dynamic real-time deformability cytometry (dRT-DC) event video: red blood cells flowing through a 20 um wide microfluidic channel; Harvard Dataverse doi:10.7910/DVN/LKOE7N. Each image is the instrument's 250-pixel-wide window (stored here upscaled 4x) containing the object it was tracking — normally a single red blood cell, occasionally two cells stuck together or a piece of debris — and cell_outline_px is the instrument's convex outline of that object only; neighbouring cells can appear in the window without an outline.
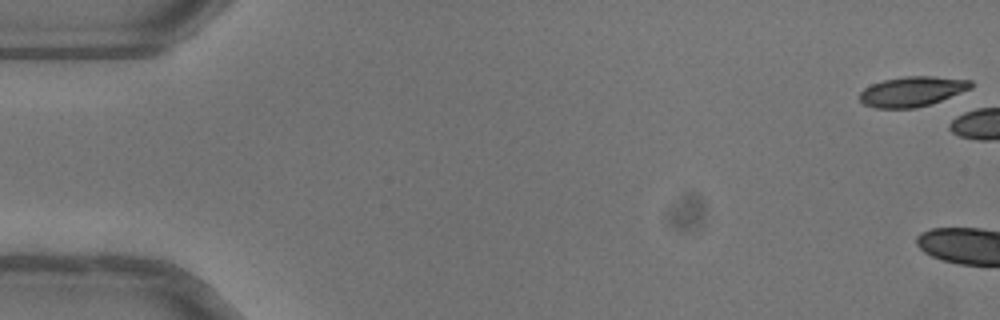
{"species": "common noctule bat (a hibernating species)", "species_latin": "Nyctalus noctula", "temperature_condition": "warm", "stored_images_in_passage": 5, "camera_frame_rate_fps": 3000, "um_per_image_px": 0.085, "animal": {"sex": "female"}, "frame": {"image": 1, "passage_image": 1, "time_ms": 0.0, "image_size_px": [1000, 320], "cell_outline_px": [[972, 88], [940, 100], [916, 108], [876, 108], [864, 104], [860, 100], [860, 92], [864, 88], [872, 84], [884, 80], [904, 76], [932, 76], [972, 80]], "centroid_in_image_um": [77.52, 7.77], "position_along_channel_um": 7.5, "area_um2": 19.25}}